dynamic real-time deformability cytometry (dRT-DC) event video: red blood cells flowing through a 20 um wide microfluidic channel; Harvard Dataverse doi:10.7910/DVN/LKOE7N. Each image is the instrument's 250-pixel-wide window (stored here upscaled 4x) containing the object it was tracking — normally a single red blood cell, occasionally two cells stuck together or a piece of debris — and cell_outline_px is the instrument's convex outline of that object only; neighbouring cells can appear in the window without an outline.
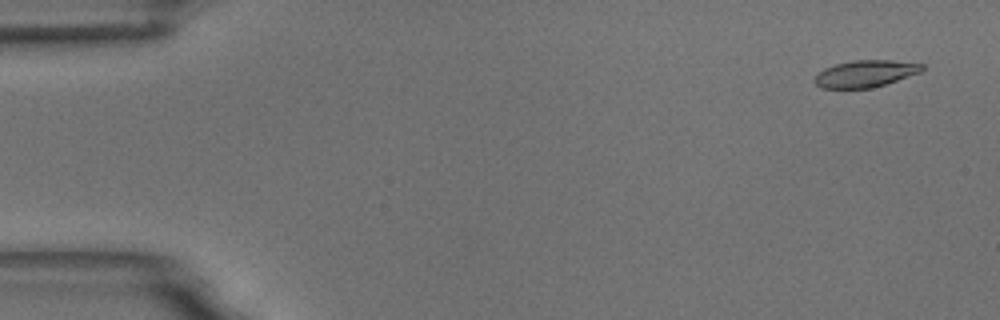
{"species": "common noctule bat (a hibernating species)", "species_latin": "Nyctalus noctula", "temperature_condition": "room temperature", "stored_images_in_passage": 13, "camera_frame_rate_fps": 3000, "um_per_image_px": 0.085, "animal": {"sex": "male", "body_mass_g": 18.8}, "frame": {"image": 1, "passage_image": 2, "time_ms": 0.333, "image_size_px": [1000, 320], "cell_outline_px": [[924, 68], [920, 72], [872, 88], [820, 88], [812, 80], [824, 68], [836, 64], [852, 60], [892, 60], [924, 64]], "centroid_in_image_um": [73.53, 6.26], "position_along_channel_um": 11.5, "area_um2": 16.7}}